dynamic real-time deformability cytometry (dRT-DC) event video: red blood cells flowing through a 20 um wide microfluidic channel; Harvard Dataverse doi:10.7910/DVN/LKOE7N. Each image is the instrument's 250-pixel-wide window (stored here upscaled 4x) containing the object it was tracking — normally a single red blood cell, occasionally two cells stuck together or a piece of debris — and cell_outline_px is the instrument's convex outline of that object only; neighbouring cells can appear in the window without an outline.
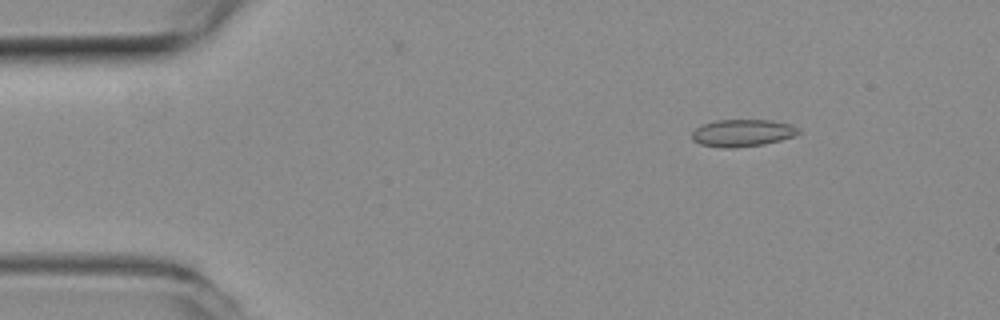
{"species": "common noctule bat (a hibernating species)", "species_latin": "Nyctalus noctula", "temperature_condition": "room temperature", "stored_images_in_passage": 51, "camera_frame_rate_fps": 3000, "um_per_image_px": 0.085, "animal": {"sex": "female", "body_mass_g": 19.3, "forearm_length_mm": 54.1}, "frame": {"image": 1, "passage_image": 4, "time_ms": 1.0, "image_size_px": [1000, 320], "cell_outline_px": [[800, 132], [796, 136], [764, 144], [736, 148], [720, 148], [700, 144], [692, 140], [692, 132], [700, 124], [716, 120], [772, 120], [792, 124], [800, 128]], "centroid_in_image_um": [63.12, 11.3], "position_along_channel_um": 21.9, "area_um2": 17.22}}
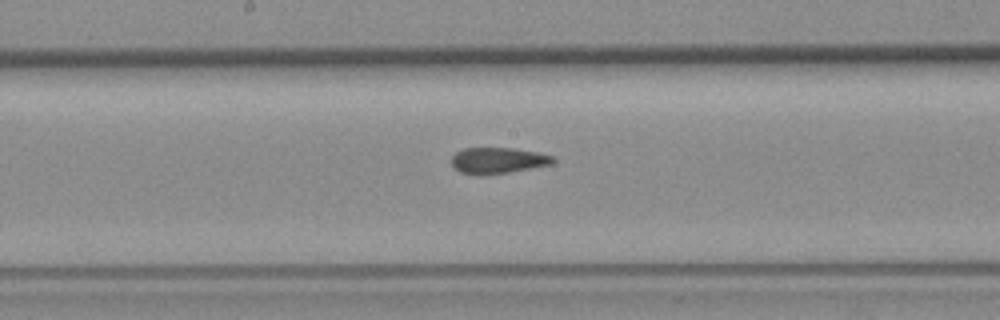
{"frame": {"image": 2, "passage_image": 25, "time_ms": 8.0, "image_size_px": [1000, 320], "cell_outline_px": [[556, 160], [552, 164], [532, 168], [508, 172], [480, 176], [460, 172], [452, 168], [452, 156], [456, 152], [464, 148], [512, 148], [536, 152], [552, 156]], "centroid_in_image_um": [42.28, 13.65], "position_along_channel_um": 205.9, "area_um2": 15.49}}
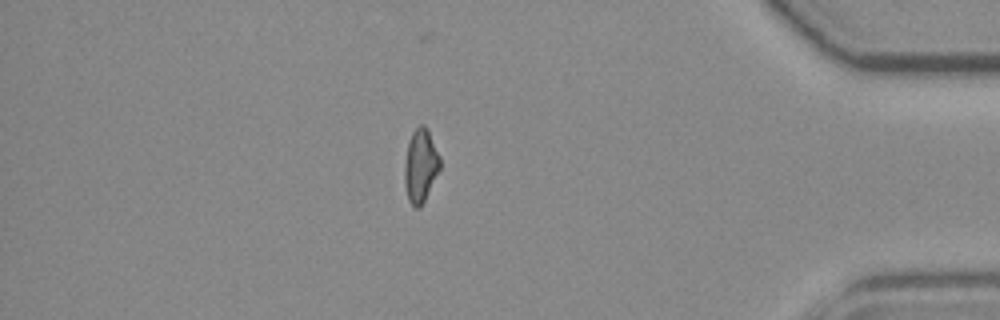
{"frame": {"image": 3, "passage_image": 44, "time_ms": 14.333, "image_size_px": [1000, 320], "cell_outline_px": [[440, 168], [420, 208], [416, 208], [408, 200], [404, 184], [404, 164], [408, 140], [412, 132], [420, 124], [424, 124], [428, 128], [440, 156]], "centroid_in_image_um": [35.73, 14.04], "position_along_channel_um": 399.5, "area_um2": 15.26}}